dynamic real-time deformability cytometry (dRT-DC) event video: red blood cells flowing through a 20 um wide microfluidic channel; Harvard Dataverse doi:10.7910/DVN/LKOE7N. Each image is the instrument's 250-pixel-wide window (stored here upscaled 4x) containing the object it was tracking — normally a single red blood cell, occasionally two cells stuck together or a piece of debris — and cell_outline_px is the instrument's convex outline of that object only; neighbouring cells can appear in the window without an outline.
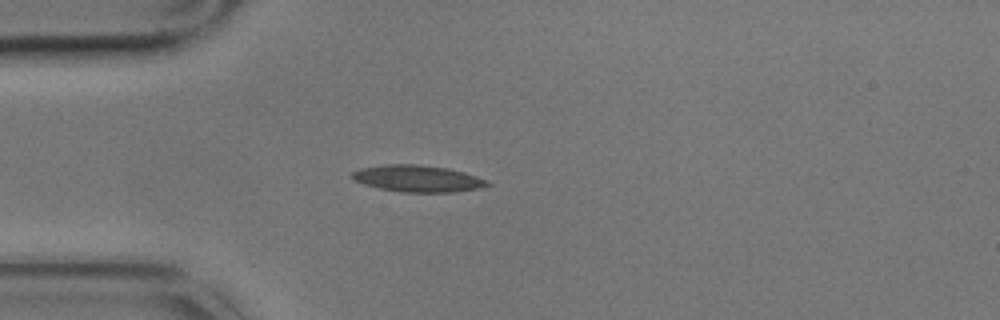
{"species": "common noctule bat (a hibernating species)", "species_latin": "Nyctalus noctula", "temperature_condition": "cold", "stored_images_in_passage": 4, "camera_frame_rate_fps": 3000, "um_per_image_px": 0.085, "animal": {"sex": "male", "body_mass_g": 17.9}, "frame": {"image": 1, "passage_image": 4, "time_ms": 1.0, "image_size_px": [1000, 320], "cell_outline_px": [[492, 184], [480, 188], [452, 192], [404, 192], [380, 188], [364, 184], [356, 180], [352, 176], [352, 172], [360, 168], [384, 164], [420, 164], [448, 168], [464, 172], [488, 180]], "centroid_in_image_um": [35.54, 15.17], "position_along_channel_um": 49.5, "area_um2": 20.98}}